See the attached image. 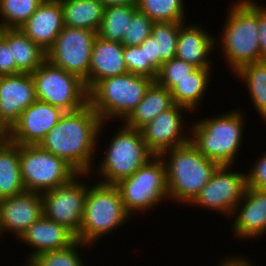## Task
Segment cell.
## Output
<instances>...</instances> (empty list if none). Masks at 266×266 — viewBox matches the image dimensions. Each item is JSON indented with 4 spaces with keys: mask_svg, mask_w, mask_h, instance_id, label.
Instances as JSON below:
<instances>
[{
    "mask_svg": "<svg viewBox=\"0 0 266 266\" xmlns=\"http://www.w3.org/2000/svg\"><path fill=\"white\" fill-rule=\"evenodd\" d=\"M105 124L87 104L80 110L65 112L39 146L64 159L78 173L94 174V154Z\"/></svg>",
    "mask_w": 266,
    "mask_h": 266,
    "instance_id": "obj_1",
    "label": "cell"
},
{
    "mask_svg": "<svg viewBox=\"0 0 266 266\" xmlns=\"http://www.w3.org/2000/svg\"><path fill=\"white\" fill-rule=\"evenodd\" d=\"M228 8L219 46L225 63L228 62L234 74L244 65L261 61L258 3L235 0Z\"/></svg>",
    "mask_w": 266,
    "mask_h": 266,
    "instance_id": "obj_2",
    "label": "cell"
},
{
    "mask_svg": "<svg viewBox=\"0 0 266 266\" xmlns=\"http://www.w3.org/2000/svg\"><path fill=\"white\" fill-rule=\"evenodd\" d=\"M159 156L166 168L169 199L183 205H190L219 166L200 153L190 141Z\"/></svg>",
    "mask_w": 266,
    "mask_h": 266,
    "instance_id": "obj_3",
    "label": "cell"
},
{
    "mask_svg": "<svg viewBox=\"0 0 266 266\" xmlns=\"http://www.w3.org/2000/svg\"><path fill=\"white\" fill-rule=\"evenodd\" d=\"M217 117L192 121L190 142L207 159L219 165H234L242 146L244 120L240 109L230 110Z\"/></svg>",
    "mask_w": 266,
    "mask_h": 266,
    "instance_id": "obj_4",
    "label": "cell"
},
{
    "mask_svg": "<svg viewBox=\"0 0 266 266\" xmlns=\"http://www.w3.org/2000/svg\"><path fill=\"white\" fill-rule=\"evenodd\" d=\"M153 82L149 77L129 72L102 79L88 91V104L103 122L117 118L123 121Z\"/></svg>",
    "mask_w": 266,
    "mask_h": 266,
    "instance_id": "obj_5",
    "label": "cell"
},
{
    "mask_svg": "<svg viewBox=\"0 0 266 266\" xmlns=\"http://www.w3.org/2000/svg\"><path fill=\"white\" fill-rule=\"evenodd\" d=\"M88 184L79 240L92 246L101 237L127 223L131 215L125 210L115 184Z\"/></svg>",
    "mask_w": 266,
    "mask_h": 266,
    "instance_id": "obj_6",
    "label": "cell"
},
{
    "mask_svg": "<svg viewBox=\"0 0 266 266\" xmlns=\"http://www.w3.org/2000/svg\"><path fill=\"white\" fill-rule=\"evenodd\" d=\"M116 130L109 142L106 154L95 170L102 177L99 182L116 184L119 180L132 175L136 170L152 159L155 154L143 140L140 130L129 128L123 124Z\"/></svg>",
    "mask_w": 266,
    "mask_h": 266,
    "instance_id": "obj_7",
    "label": "cell"
},
{
    "mask_svg": "<svg viewBox=\"0 0 266 266\" xmlns=\"http://www.w3.org/2000/svg\"><path fill=\"white\" fill-rule=\"evenodd\" d=\"M115 185L125 210L133 216L136 212L143 214L146 210L157 208L158 204L169 198L166 168L159 155Z\"/></svg>",
    "mask_w": 266,
    "mask_h": 266,
    "instance_id": "obj_8",
    "label": "cell"
},
{
    "mask_svg": "<svg viewBox=\"0 0 266 266\" xmlns=\"http://www.w3.org/2000/svg\"><path fill=\"white\" fill-rule=\"evenodd\" d=\"M38 101L74 112L88 104V90L78 76L47 59L31 74Z\"/></svg>",
    "mask_w": 266,
    "mask_h": 266,
    "instance_id": "obj_9",
    "label": "cell"
},
{
    "mask_svg": "<svg viewBox=\"0 0 266 266\" xmlns=\"http://www.w3.org/2000/svg\"><path fill=\"white\" fill-rule=\"evenodd\" d=\"M20 170L26 191L43 193L66 184L78 172L64 159L39 145H19Z\"/></svg>",
    "mask_w": 266,
    "mask_h": 266,
    "instance_id": "obj_10",
    "label": "cell"
},
{
    "mask_svg": "<svg viewBox=\"0 0 266 266\" xmlns=\"http://www.w3.org/2000/svg\"><path fill=\"white\" fill-rule=\"evenodd\" d=\"M89 175V173H78L66 184L41 193L43 215L67 227L76 235L77 240H79L87 195V183L80 178Z\"/></svg>",
    "mask_w": 266,
    "mask_h": 266,
    "instance_id": "obj_11",
    "label": "cell"
},
{
    "mask_svg": "<svg viewBox=\"0 0 266 266\" xmlns=\"http://www.w3.org/2000/svg\"><path fill=\"white\" fill-rule=\"evenodd\" d=\"M97 32L64 26L46 59L57 67L78 76L88 90V72Z\"/></svg>",
    "mask_w": 266,
    "mask_h": 266,
    "instance_id": "obj_12",
    "label": "cell"
},
{
    "mask_svg": "<svg viewBox=\"0 0 266 266\" xmlns=\"http://www.w3.org/2000/svg\"><path fill=\"white\" fill-rule=\"evenodd\" d=\"M233 167L219 165L209 182L190 204L225 214L226 218L227 215L232 216L247 189V173L235 172Z\"/></svg>",
    "mask_w": 266,
    "mask_h": 266,
    "instance_id": "obj_13",
    "label": "cell"
},
{
    "mask_svg": "<svg viewBox=\"0 0 266 266\" xmlns=\"http://www.w3.org/2000/svg\"><path fill=\"white\" fill-rule=\"evenodd\" d=\"M184 111L189 110L174 104L140 130L144 142L155 155L190 141V134L183 129L185 123L181 113Z\"/></svg>",
    "mask_w": 266,
    "mask_h": 266,
    "instance_id": "obj_14",
    "label": "cell"
},
{
    "mask_svg": "<svg viewBox=\"0 0 266 266\" xmlns=\"http://www.w3.org/2000/svg\"><path fill=\"white\" fill-rule=\"evenodd\" d=\"M64 113L58 107L36 100L10 129L9 141L17 145H39Z\"/></svg>",
    "mask_w": 266,
    "mask_h": 266,
    "instance_id": "obj_15",
    "label": "cell"
},
{
    "mask_svg": "<svg viewBox=\"0 0 266 266\" xmlns=\"http://www.w3.org/2000/svg\"><path fill=\"white\" fill-rule=\"evenodd\" d=\"M42 215L43 202L40 193L24 191L0 199V236L9 232L18 239Z\"/></svg>",
    "mask_w": 266,
    "mask_h": 266,
    "instance_id": "obj_16",
    "label": "cell"
},
{
    "mask_svg": "<svg viewBox=\"0 0 266 266\" xmlns=\"http://www.w3.org/2000/svg\"><path fill=\"white\" fill-rule=\"evenodd\" d=\"M36 100L31 74L0 76V117L10 129Z\"/></svg>",
    "mask_w": 266,
    "mask_h": 266,
    "instance_id": "obj_17",
    "label": "cell"
},
{
    "mask_svg": "<svg viewBox=\"0 0 266 266\" xmlns=\"http://www.w3.org/2000/svg\"><path fill=\"white\" fill-rule=\"evenodd\" d=\"M233 214L231 229L235 237L242 240L262 237L266 234V190L247 187Z\"/></svg>",
    "mask_w": 266,
    "mask_h": 266,
    "instance_id": "obj_18",
    "label": "cell"
},
{
    "mask_svg": "<svg viewBox=\"0 0 266 266\" xmlns=\"http://www.w3.org/2000/svg\"><path fill=\"white\" fill-rule=\"evenodd\" d=\"M64 27L63 8L59 0L43 1L20 27L22 32L47 52Z\"/></svg>",
    "mask_w": 266,
    "mask_h": 266,
    "instance_id": "obj_19",
    "label": "cell"
},
{
    "mask_svg": "<svg viewBox=\"0 0 266 266\" xmlns=\"http://www.w3.org/2000/svg\"><path fill=\"white\" fill-rule=\"evenodd\" d=\"M32 249L26 261L46 251L67 248L77 241L76 235L67 227L42 215L19 238Z\"/></svg>",
    "mask_w": 266,
    "mask_h": 266,
    "instance_id": "obj_20",
    "label": "cell"
},
{
    "mask_svg": "<svg viewBox=\"0 0 266 266\" xmlns=\"http://www.w3.org/2000/svg\"><path fill=\"white\" fill-rule=\"evenodd\" d=\"M210 32L196 24H183L179 28L176 58L197 68H211L209 54L217 46V41ZM217 46V47H215Z\"/></svg>",
    "mask_w": 266,
    "mask_h": 266,
    "instance_id": "obj_21",
    "label": "cell"
},
{
    "mask_svg": "<svg viewBox=\"0 0 266 266\" xmlns=\"http://www.w3.org/2000/svg\"><path fill=\"white\" fill-rule=\"evenodd\" d=\"M123 53L124 46L121 43L96 37L90 58L88 91L102 79L128 72Z\"/></svg>",
    "mask_w": 266,
    "mask_h": 266,
    "instance_id": "obj_22",
    "label": "cell"
},
{
    "mask_svg": "<svg viewBox=\"0 0 266 266\" xmlns=\"http://www.w3.org/2000/svg\"><path fill=\"white\" fill-rule=\"evenodd\" d=\"M174 105L171 91L158 85L155 81L146 90L144 98L122 121V123L136 130L152 122L160 113Z\"/></svg>",
    "mask_w": 266,
    "mask_h": 266,
    "instance_id": "obj_23",
    "label": "cell"
},
{
    "mask_svg": "<svg viewBox=\"0 0 266 266\" xmlns=\"http://www.w3.org/2000/svg\"><path fill=\"white\" fill-rule=\"evenodd\" d=\"M4 39L12 49L16 74H32L46 60V52L27 37L20 28L7 29Z\"/></svg>",
    "mask_w": 266,
    "mask_h": 266,
    "instance_id": "obj_24",
    "label": "cell"
},
{
    "mask_svg": "<svg viewBox=\"0 0 266 266\" xmlns=\"http://www.w3.org/2000/svg\"><path fill=\"white\" fill-rule=\"evenodd\" d=\"M212 68H196L170 90L174 104L196 111L208 90Z\"/></svg>",
    "mask_w": 266,
    "mask_h": 266,
    "instance_id": "obj_25",
    "label": "cell"
},
{
    "mask_svg": "<svg viewBox=\"0 0 266 266\" xmlns=\"http://www.w3.org/2000/svg\"><path fill=\"white\" fill-rule=\"evenodd\" d=\"M63 8L64 26L98 32L104 7L96 0H59Z\"/></svg>",
    "mask_w": 266,
    "mask_h": 266,
    "instance_id": "obj_26",
    "label": "cell"
},
{
    "mask_svg": "<svg viewBox=\"0 0 266 266\" xmlns=\"http://www.w3.org/2000/svg\"><path fill=\"white\" fill-rule=\"evenodd\" d=\"M19 145L10 141L0 145V199L23 193Z\"/></svg>",
    "mask_w": 266,
    "mask_h": 266,
    "instance_id": "obj_27",
    "label": "cell"
},
{
    "mask_svg": "<svg viewBox=\"0 0 266 266\" xmlns=\"http://www.w3.org/2000/svg\"><path fill=\"white\" fill-rule=\"evenodd\" d=\"M235 74L247 85L252 105L266 123V60L244 65Z\"/></svg>",
    "mask_w": 266,
    "mask_h": 266,
    "instance_id": "obj_28",
    "label": "cell"
},
{
    "mask_svg": "<svg viewBox=\"0 0 266 266\" xmlns=\"http://www.w3.org/2000/svg\"><path fill=\"white\" fill-rule=\"evenodd\" d=\"M136 10L137 6L129 5L105 7L97 36L107 41L121 43Z\"/></svg>",
    "mask_w": 266,
    "mask_h": 266,
    "instance_id": "obj_29",
    "label": "cell"
},
{
    "mask_svg": "<svg viewBox=\"0 0 266 266\" xmlns=\"http://www.w3.org/2000/svg\"><path fill=\"white\" fill-rule=\"evenodd\" d=\"M183 1L139 0L137 9L146 14L153 22L186 23L185 3Z\"/></svg>",
    "mask_w": 266,
    "mask_h": 266,
    "instance_id": "obj_30",
    "label": "cell"
},
{
    "mask_svg": "<svg viewBox=\"0 0 266 266\" xmlns=\"http://www.w3.org/2000/svg\"><path fill=\"white\" fill-rule=\"evenodd\" d=\"M43 0H0V22L7 29L20 28Z\"/></svg>",
    "mask_w": 266,
    "mask_h": 266,
    "instance_id": "obj_31",
    "label": "cell"
},
{
    "mask_svg": "<svg viewBox=\"0 0 266 266\" xmlns=\"http://www.w3.org/2000/svg\"><path fill=\"white\" fill-rule=\"evenodd\" d=\"M184 23L154 22L151 35L156 41L157 55L163 62L176 57L179 28Z\"/></svg>",
    "mask_w": 266,
    "mask_h": 266,
    "instance_id": "obj_32",
    "label": "cell"
},
{
    "mask_svg": "<svg viewBox=\"0 0 266 266\" xmlns=\"http://www.w3.org/2000/svg\"><path fill=\"white\" fill-rule=\"evenodd\" d=\"M89 246L77 240L71 246L53 251H46L34 257L31 262L35 266H85L78 248L82 249Z\"/></svg>",
    "mask_w": 266,
    "mask_h": 266,
    "instance_id": "obj_33",
    "label": "cell"
},
{
    "mask_svg": "<svg viewBox=\"0 0 266 266\" xmlns=\"http://www.w3.org/2000/svg\"><path fill=\"white\" fill-rule=\"evenodd\" d=\"M196 68L197 67L194 65L176 57L172 58L162 64L155 82L158 85L171 90L178 81L187 77V75L193 72Z\"/></svg>",
    "mask_w": 266,
    "mask_h": 266,
    "instance_id": "obj_34",
    "label": "cell"
},
{
    "mask_svg": "<svg viewBox=\"0 0 266 266\" xmlns=\"http://www.w3.org/2000/svg\"><path fill=\"white\" fill-rule=\"evenodd\" d=\"M154 22L138 9L133 13L121 44L123 46L141 45L151 35Z\"/></svg>",
    "mask_w": 266,
    "mask_h": 266,
    "instance_id": "obj_35",
    "label": "cell"
},
{
    "mask_svg": "<svg viewBox=\"0 0 266 266\" xmlns=\"http://www.w3.org/2000/svg\"><path fill=\"white\" fill-rule=\"evenodd\" d=\"M123 57L129 73L156 80L158 72L150 65L149 61H146L145 49H142L140 45L124 46Z\"/></svg>",
    "mask_w": 266,
    "mask_h": 266,
    "instance_id": "obj_36",
    "label": "cell"
},
{
    "mask_svg": "<svg viewBox=\"0 0 266 266\" xmlns=\"http://www.w3.org/2000/svg\"><path fill=\"white\" fill-rule=\"evenodd\" d=\"M247 171V187L266 190V152Z\"/></svg>",
    "mask_w": 266,
    "mask_h": 266,
    "instance_id": "obj_37",
    "label": "cell"
},
{
    "mask_svg": "<svg viewBox=\"0 0 266 266\" xmlns=\"http://www.w3.org/2000/svg\"><path fill=\"white\" fill-rule=\"evenodd\" d=\"M16 75L15 61L12 59V49L3 38L0 42V76Z\"/></svg>",
    "mask_w": 266,
    "mask_h": 266,
    "instance_id": "obj_38",
    "label": "cell"
},
{
    "mask_svg": "<svg viewBox=\"0 0 266 266\" xmlns=\"http://www.w3.org/2000/svg\"><path fill=\"white\" fill-rule=\"evenodd\" d=\"M140 46L145 49L146 61H149L150 65L158 72L164 62L160 55H157L156 41L153 36L150 35L146 38Z\"/></svg>",
    "mask_w": 266,
    "mask_h": 266,
    "instance_id": "obj_39",
    "label": "cell"
},
{
    "mask_svg": "<svg viewBox=\"0 0 266 266\" xmlns=\"http://www.w3.org/2000/svg\"><path fill=\"white\" fill-rule=\"evenodd\" d=\"M266 6L258 4L259 45L261 61L266 60Z\"/></svg>",
    "mask_w": 266,
    "mask_h": 266,
    "instance_id": "obj_40",
    "label": "cell"
},
{
    "mask_svg": "<svg viewBox=\"0 0 266 266\" xmlns=\"http://www.w3.org/2000/svg\"><path fill=\"white\" fill-rule=\"evenodd\" d=\"M218 266H253L250 261L247 260V258H244L242 256H230V258H224L219 262Z\"/></svg>",
    "mask_w": 266,
    "mask_h": 266,
    "instance_id": "obj_41",
    "label": "cell"
},
{
    "mask_svg": "<svg viewBox=\"0 0 266 266\" xmlns=\"http://www.w3.org/2000/svg\"><path fill=\"white\" fill-rule=\"evenodd\" d=\"M100 3L104 8L110 6H137L139 0H96Z\"/></svg>",
    "mask_w": 266,
    "mask_h": 266,
    "instance_id": "obj_42",
    "label": "cell"
},
{
    "mask_svg": "<svg viewBox=\"0 0 266 266\" xmlns=\"http://www.w3.org/2000/svg\"><path fill=\"white\" fill-rule=\"evenodd\" d=\"M0 139H10V128L0 117Z\"/></svg>",
    "mask_w": 266,
    "mask_h": 266,
    "instance_id": "obj_43",
    "label": "cell"
},
{
    "mask_svg": "<svg viewBox=\"0 0 266 266\" xmlns=\"http://www.w3.org/2000/svg\"><path fill=\"white\" fill-rule=\"evenodd\" d=\"M7 28L0 22V42L4 38Z\"/></svg>",
    "mask_w": 266,
    "mask_h": 266,
    "instance_id": "obj_44",
    "label": "cell"
},
{
    "mask_svg": "<svg viewBox=\"0 0 266 266\" xmlns=\"http://www.w3.org/2000/svg\"><path fill=\"white\" fill-rule=\"evenodd\" d=\"M25 266H35L31 261H28Z\"/></svg>",
    "mask_w": 266,
    "mask_h": 266,
    "instance_id": "obj_45",
    "label": "cell"
},
{
    "mask_svg": "<svg viewBox=\"0 0 266 266\" xmlns=\"http://www.w3.org/2000/svg\"><path fill=\"white\" fill-rule=\"evenodd\" d=\"M7 141H9V139H0V145H1L2 143H4V142H7Z\"/></svg>",
    "mask_w": 266,
    "mask_h": 266,
    "instance_id": "obj_46",
    "label": "cell"
}]
</instances>
